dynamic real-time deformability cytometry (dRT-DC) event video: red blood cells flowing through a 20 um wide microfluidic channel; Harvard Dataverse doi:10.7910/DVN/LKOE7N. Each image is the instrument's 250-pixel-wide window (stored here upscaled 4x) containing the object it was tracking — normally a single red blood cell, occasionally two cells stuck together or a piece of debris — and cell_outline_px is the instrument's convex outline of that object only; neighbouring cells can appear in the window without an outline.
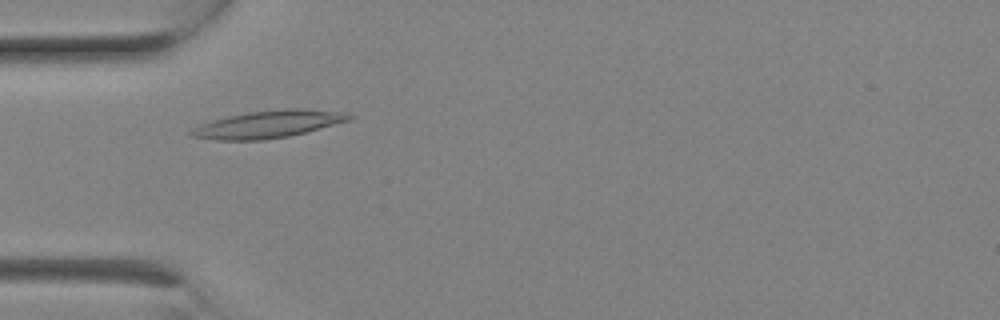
{"species": "Egyptian fruit bat (a non-hibernating species)", "species_latin": "Rousettus aegyptiacus", "temperature_condition": "room temperature", "stored_images_in_passage": 1, "camera_frame_rate_fps": 3000, "um_per_image_px": 0.085, "animal": {"sex": "female"}, "frame": {"image": 1, "passage_image": 1, "time_ms": 0.0, "image_size_px": [1000, 320], "cell_outline_px": [[356, 116], [352, 120], [288, 136], [264, 140], [216, 140], [192, 136], [188, 132], [192, 128], [200, 124], [228, 116], [248, 112], [288, 108], [300, 108], [344, 112]], "centroid_in_image_um": [22.83, 10.55], "position_along_channel_um": 62.2, "area_um2": 25.09}}